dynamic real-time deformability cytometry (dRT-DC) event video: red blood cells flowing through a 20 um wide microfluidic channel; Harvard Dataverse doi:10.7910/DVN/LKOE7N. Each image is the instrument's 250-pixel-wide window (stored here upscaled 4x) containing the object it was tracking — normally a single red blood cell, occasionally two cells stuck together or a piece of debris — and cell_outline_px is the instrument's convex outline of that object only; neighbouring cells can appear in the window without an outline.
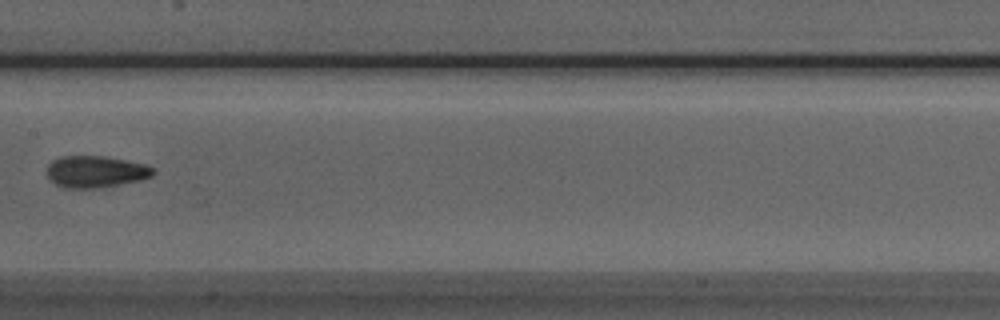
{"species": "Egyptian fruit bat (a non-hibernating species)", "species_latin": "Rousettus aegyptiacus", "temperature_condition": "room temperature", "stored_images_in_passage": 7, "camera_frame_rate_fps": 3000, "um_per_image_px": 0.085, "animal": {"sex": "male"}, "frame": {"image": 1, "passage_image": 7, "time_ms": 2.0, "image_size_px": [1000, 320], "cell_outline_px": [[156, 172], [152, 176], [140, 180], [100, 188], [64, 188], [48, 180], [48, 164], [52, 160], [60, 156], [104, 156], [144, 164], [156, 168]], "centroid_in_image_um": [8.13, 14.59], "position_along_channel_um": 199.3, "area_um2": 19.77}}